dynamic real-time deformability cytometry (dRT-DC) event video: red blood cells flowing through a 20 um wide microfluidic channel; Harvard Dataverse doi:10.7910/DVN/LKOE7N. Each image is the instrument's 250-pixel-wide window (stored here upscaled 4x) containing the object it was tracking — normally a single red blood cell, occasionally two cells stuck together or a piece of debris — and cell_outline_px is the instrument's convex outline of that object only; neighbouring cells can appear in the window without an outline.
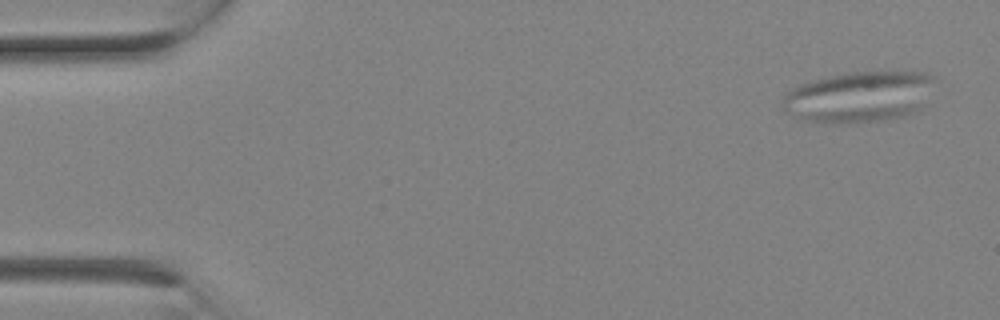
{"species": "Egyptian fruit bat (a non-hibernating species)", "species_latin": "Rousettus aegyptiacus", "temperature_condition": "room temperature", "stored_images_in_passage": 3, "camera_frame_rate_fps": 3000, "um_per_image_px": 0.085, "animal": {"sex": "female"}, "frame": {"image": 1, "passage_image": 1, "time_ms": 0.0, "image_size_px": [1000, 320], "cell_outline_px": [[940, 80], [924, 108], [916, 112], [904, 116], [884, 120], [836, 124], [804, 120], [792, 116], [784, 112], [784, 96], [792, 88], [800, 84], [812, 80], [828, 76], [848, 72], [928, 72], [940, 76]], "centroid_in_image_um": [73.16, 8.22], "position_along_channel_um": 11.8, "area_um2": 46.36}}